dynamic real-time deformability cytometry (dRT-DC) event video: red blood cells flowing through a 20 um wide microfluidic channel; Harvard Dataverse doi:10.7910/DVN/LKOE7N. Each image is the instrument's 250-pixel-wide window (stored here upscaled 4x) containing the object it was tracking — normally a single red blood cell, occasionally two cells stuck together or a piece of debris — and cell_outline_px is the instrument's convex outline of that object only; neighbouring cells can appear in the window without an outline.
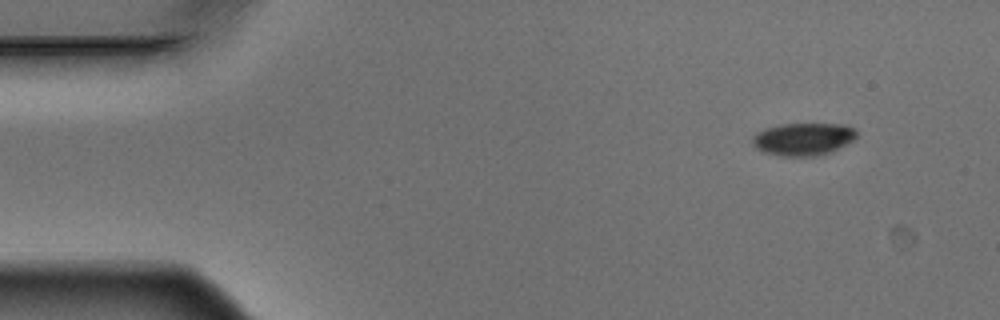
{"species": "Egyptian fruit bat (a non-hibernating species)", "species_latin": "Rousettus aegyptiacus", "temperature_condition": "warm", "stored_images_in_passage": 4, "camera_frame_rate_fps": 3000, "um_per_image_px": 0.085, "animal": {"sex": "male"}, "frame": {"image": 1, "passage_image": 1, "time_ms": 0.0, "image_size_px": [1000, 320], "cell_outline_px": [[856, 136], [852, 140], [828, 152], [816, 156], [780, 156], [764, 152], [756, 148], [752, 144], [752, 136], [756, 132], [764, 128], [780, 124], [844, 124], [852, 128], [856, 132]], "centroid_in_image_um": [68.19, 11.81], "position_along_channel_um": 16.8, "area_um2": 19.59}}
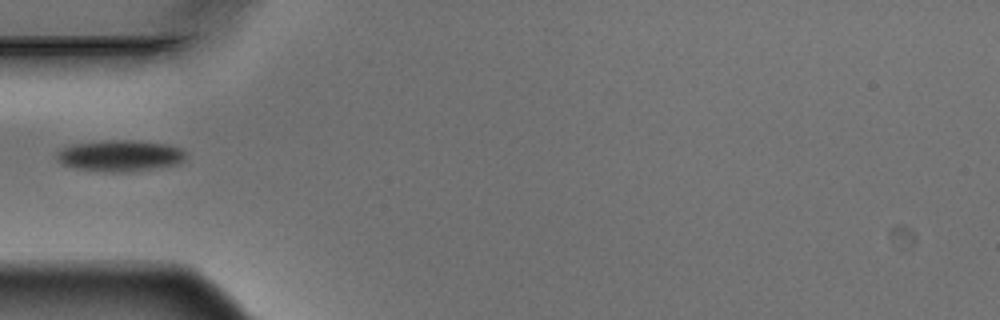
{"frame": {"image": 2, "passage_image": 4, "time_ms": 1.0, "image_size_px": [1000, 320], "cell_outline_px": [[184, 160], [176, 164], [152, 168], [124, 172], [104, 172], [72, 168], [60, 164], [56, 160], [56, 152], [60, 148], [72, 144], [104, 140], [136, 140], [168, 144], [180, 148], [184, 152]], "centroid_in_image_um": [10.1, 13.23], "position_along_channel_um": 74.9, "area_um2": 23.76}}